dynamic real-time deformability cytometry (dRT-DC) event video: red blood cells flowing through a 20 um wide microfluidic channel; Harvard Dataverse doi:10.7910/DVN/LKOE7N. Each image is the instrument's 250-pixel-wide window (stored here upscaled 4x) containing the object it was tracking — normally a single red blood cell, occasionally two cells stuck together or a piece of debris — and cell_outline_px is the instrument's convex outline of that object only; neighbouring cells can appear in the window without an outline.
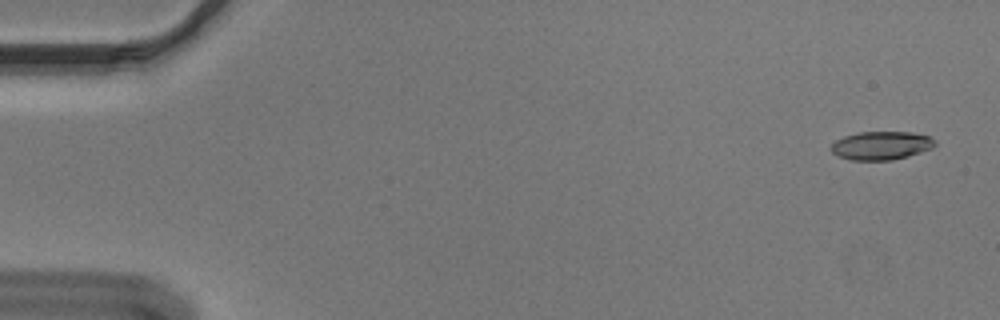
{"species": "Egyptian fruit bat (a non-hibernating species)", "species_latin": "Rousettus aegyptiacus", "temperature_condition": "cold", "stored_images_in_passage": 56, "camera_frame_rate_fps": 3000, "um_per_image_px": 0.085, "animal": {"sex": "male"}, "frame": {"image": 1, "passage_image": 3, "time_ms": 0.667, "image_size_px": [1000, 320], "cell_outline_px": [[936, 144], [932, 148], [908, 156], [892, 160], [852, 160], [836, 156], [828, 148], [836, 140], [844, 136], [860, 132], [912, 132], [928, 136], [936, 140]], "centroid_in_image_um": [74.88, 12.37], "position_along_channel_um": 10.1, "area_um2": 17.28}}
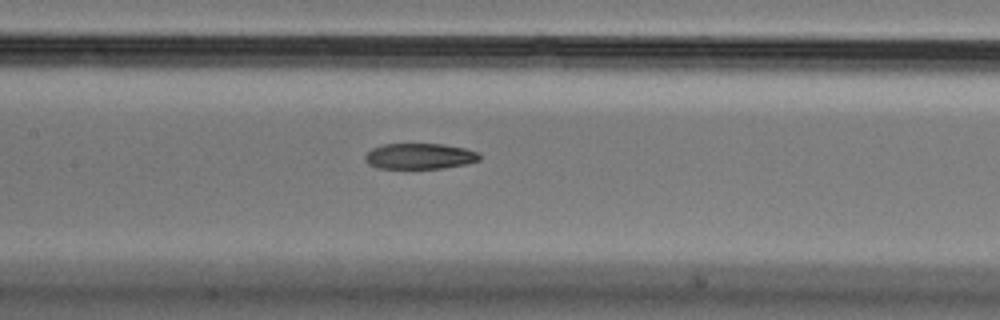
{"frame": {"image": 2, "passage_image": 27, "time_ms": 8.667, "image_size_px": [1000, 320], "cell_outline_px": [[480, 160], [464, 164], [444, 168], [376, 168], [368, 164], [364, 160], [364, 156], [372, 148], [384, 144], [444, 144], [464, 148], [480, 152]], "centroid_in_image_um": [35.66, 13.27], "position_along_channel_um": 171.7, "area_um2": 17.22}}
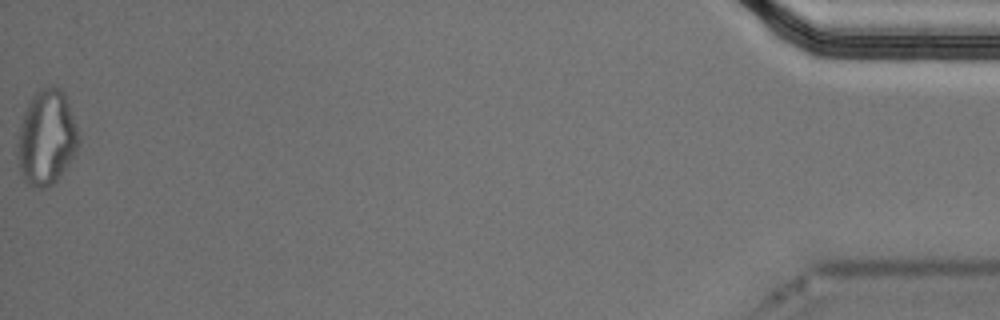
{"frame": {"image": 3, "passage_image": 56, "time_ms": 18.333, "image_size_px": [1000, 320], "cell_outline_px": [[80, 144], [76, 156], [60, 176], [48, 188], [40, 188], [28, 184], [24, 180], [20, 172], [16, 152], [16, 144], [20, 124], [24, 112], [32, 96], [40, 88], [60, 88], [64, 92], [80, 136]], "centroid_in_image_um": [3.96, 11.74], "position_along_channel_um": 431.2, "area_um2": 34.22}, "authors_computed_cell_mechanics": {"area_um2": 18.5249, "velocity_mm_per_s": 3.6607, "shape_relaxation_time_tau1_ms": 7.9885, "shape_relaxation_time_tau2_ms": 7.0077, "deformation_change_tau1": 0.2034, "deformation_change_tau2": 0.1545}}